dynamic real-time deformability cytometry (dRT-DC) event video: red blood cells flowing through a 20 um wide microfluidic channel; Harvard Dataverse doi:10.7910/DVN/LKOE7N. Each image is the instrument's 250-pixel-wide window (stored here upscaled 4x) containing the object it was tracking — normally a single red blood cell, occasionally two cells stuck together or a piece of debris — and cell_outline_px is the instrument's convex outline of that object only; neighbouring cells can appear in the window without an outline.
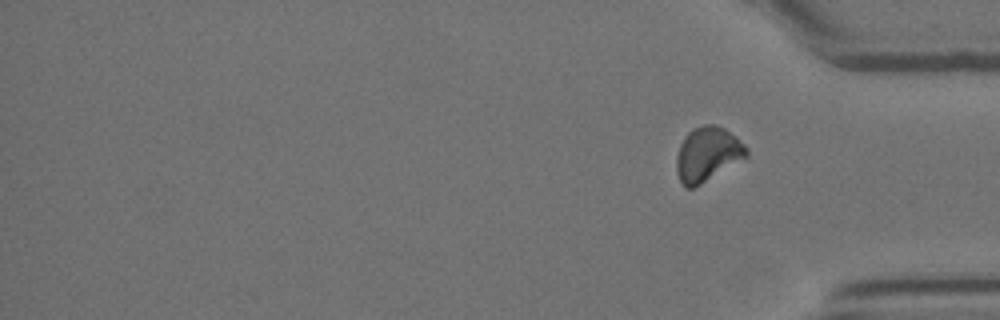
{"species": "Egyptian fruit bat (a non-hibernating species)", "species_latin": "Rousettus aegyptiacus", "temperature_condition": "room temperature", "stored_images_in_passage": 15, "segment_of_instrument_passage": [2, 2], "camera_frame_rate_fps": 3000, "um_per_image_px": 0.085, "animal": {"sex": "female"}, "frame": {"image": 1, "passage_image": 15, "time_ms": 18.0, "image_size_px": [1000, 320], "cell_outline_px": [[748, 156], [700, 184], [692, 188], [684, 188], [676, 172], [676, 156], [680, 144], [684, 136], [692, 128], [704, 124], [716, 124], [724, 128], [736, 136], [748, 148]], "centroid_in_image_um": [60.12, 13.08], "position_along_channel_um": 375.1, "area_um2": 22.25}}